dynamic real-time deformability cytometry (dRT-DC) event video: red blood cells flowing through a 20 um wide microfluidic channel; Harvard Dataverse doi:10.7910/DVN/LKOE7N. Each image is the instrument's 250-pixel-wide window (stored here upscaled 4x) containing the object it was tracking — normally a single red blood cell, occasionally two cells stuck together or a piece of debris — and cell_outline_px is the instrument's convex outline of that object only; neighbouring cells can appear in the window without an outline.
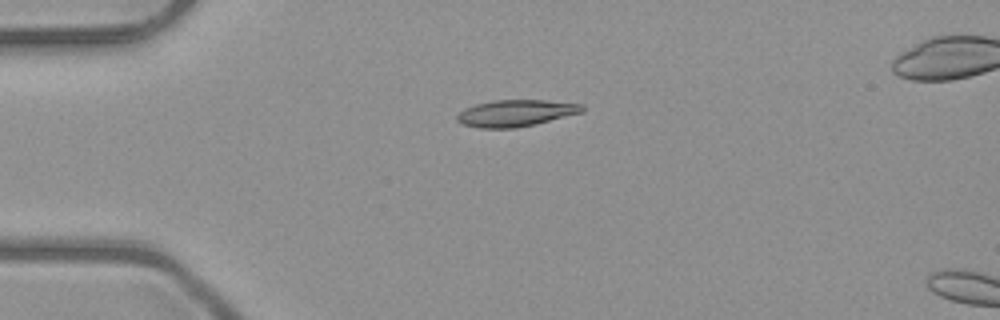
{"species": "common noctule bat (a hibernating species)", "species_latin": "Nyctalus noctula", "temperature_condition": "room temperature", "stored_images_in_passage": 4, "camera_frame_rate_fps": 3000, "um_per_image_px": 0.085, "animal": {"sex": "male", "body_mass_g": 23.1, "forearm_length_mm": 52.7}, "frame": {"image": 1, "passage_image": 1, "time_ms": 0.0, "image_size_px": [1000, 320], "cell_outline_px": [[584, 112], [536, 124], [516, 128], [480, 128], [464, 124], [456, 120], [456, 116], [464, 108], [476, 104], [492, 100], [544, 100], [584, 104]], "centroid_in_image_um": [43.86, 9.61], "position_along_channel_um": 41.1, "area_um2": 19.54}}